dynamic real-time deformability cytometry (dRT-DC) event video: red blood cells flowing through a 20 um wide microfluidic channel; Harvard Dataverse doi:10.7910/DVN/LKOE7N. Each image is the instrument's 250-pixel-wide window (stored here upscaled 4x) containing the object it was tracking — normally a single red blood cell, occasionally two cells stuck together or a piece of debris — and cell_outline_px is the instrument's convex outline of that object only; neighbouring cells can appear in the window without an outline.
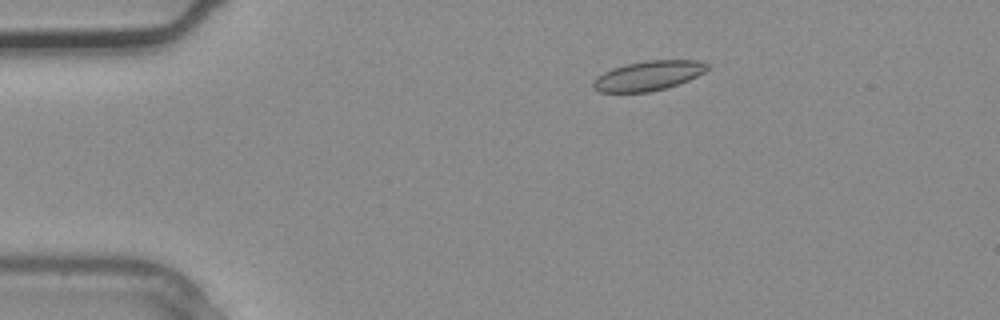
{"species": "common noctule bat (a hibernating species)", "species_latin": "Nyctalus noctula", "temperature_condition": "warm", "stored_images_in_passage": 3, "camera_frame_rate_fps": 3000, "um_per_image_px": 0.085, "animal": {"sex": "male", "body_mass_g": 20.4}, "frame": {"image": 1, "passage_image": 2, "time_ms": 0.333, "image_size_px": [1000, 320], "cell_outline_px": [[708, 68], [704, 72], [688, 80], [664, 88], [648, 92], [600, 92], [592, 88], [592, 80], [596, 76], [612, 68], [624, 64], [644, 60], [700, 60], [708, 64]], "centroid_in_image_um": [55.05, 6.42], "position_along_channel_um": 29.9, "area_um2": 19.77}}